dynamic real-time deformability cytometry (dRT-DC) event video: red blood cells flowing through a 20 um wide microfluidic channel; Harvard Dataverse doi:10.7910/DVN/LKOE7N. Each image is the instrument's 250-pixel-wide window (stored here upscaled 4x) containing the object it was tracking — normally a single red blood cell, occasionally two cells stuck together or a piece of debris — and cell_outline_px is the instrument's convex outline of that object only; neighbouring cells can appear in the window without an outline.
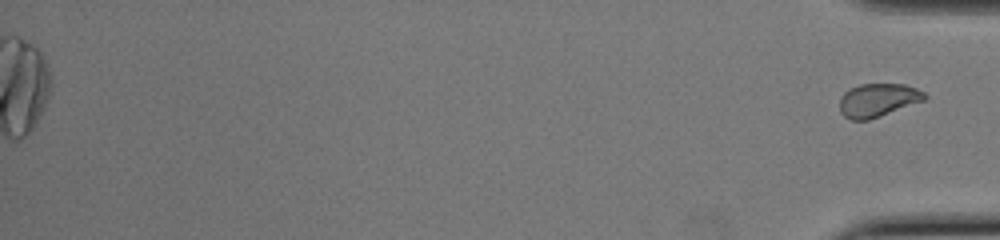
{"species": "common noctule bat (a hibernating species)", "species_latin": "Nyctalus noctula", "temperature_condition": "cold", "stored_images_in_passage": 52, "segment_of_instrument_passage": [2, 2], "camera_frame_rate_fps": 3000, "um_per_image_px": 0.085, "animal": {"sex": "female", "body_mass_g": 22.0, "forearm_length_mm": 56.7}, "frame": {"image": 1, "passage_image": 52, "time_ms": 17.0, "image_size_px": [1000, 240], "cell_outline_px": [[928, 96], [924, 100], [880, 116], [868, 120], [848, 120], [840, 112], [840, 96], [848, 88], [860, 84], [904, 84], [916, 88], [924, 92]], "centroid_in_image_um": [74.58, 8.5], "position_along_channel_um": 360.6, "area_um2": 16.59}}